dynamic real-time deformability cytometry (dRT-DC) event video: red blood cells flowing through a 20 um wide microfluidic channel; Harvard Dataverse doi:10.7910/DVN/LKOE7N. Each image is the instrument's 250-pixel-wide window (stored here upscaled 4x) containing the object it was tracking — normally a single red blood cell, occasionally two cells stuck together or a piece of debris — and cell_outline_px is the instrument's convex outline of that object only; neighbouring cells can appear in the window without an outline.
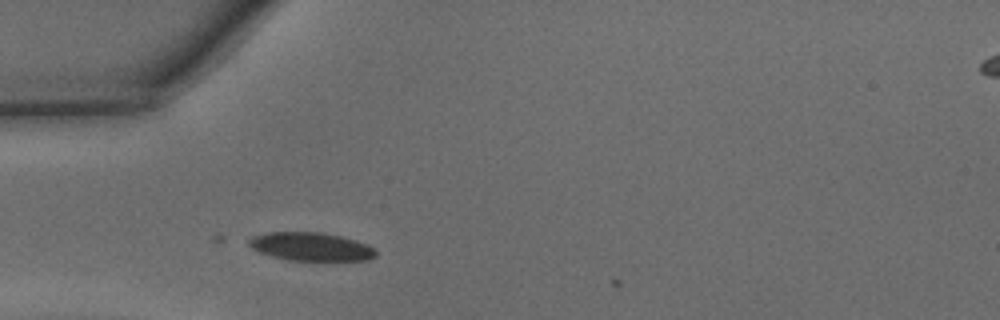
{"species": "common noctule bat (a hibernating species)", "species_latin": "Nyctalus noctula", "temperature_condition": "warm", "stored_images_in_passage": 2, "camera_frame_rate_fps": 3000, "um_per_image_px": 0.085, "animal": {"sex": "male", "body_mass_g": 15.6}, "frame": {"image": 1, "passage_image": 1, "time_ms": 0.0, "image_size_px": [1000, 320], "cell_outline_px": [[376, 256], [368, 260], [288, 260], [272, 256], [260, 252], [252, 248], [248, 244], [248, 240], [252, 236], [268, 232], [320, 232], [340, 236], [356, 240], [368, 244], [376, 248]], "centroid_in_image_um": [26.45, 20.96], "position_along_channel_um": 58.6, "area_um2": 20.98}}